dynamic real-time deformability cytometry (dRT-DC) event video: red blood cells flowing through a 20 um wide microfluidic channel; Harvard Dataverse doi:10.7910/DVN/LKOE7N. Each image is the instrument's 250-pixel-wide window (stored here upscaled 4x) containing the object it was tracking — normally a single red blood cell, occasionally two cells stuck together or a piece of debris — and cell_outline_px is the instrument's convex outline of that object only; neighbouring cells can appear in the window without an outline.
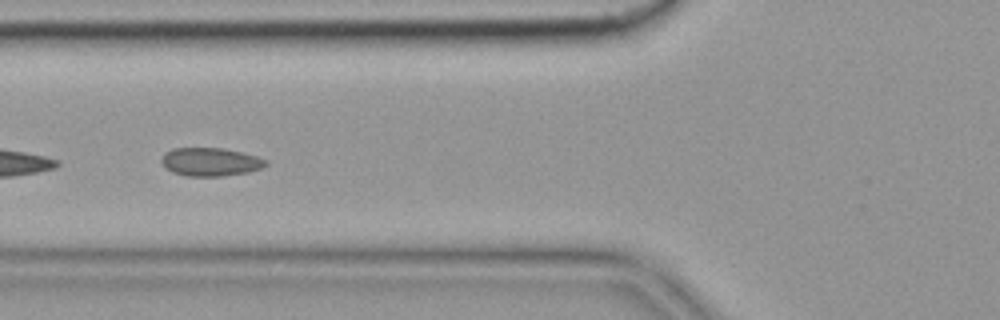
{"species": "common noctule bat (a hibernating species)", "species_latin": "Nyctalus noctula", "temperature_condition": "cold", "stored_images_in_passage": 9, "camera_frame_rate_fps": 3000, "um_per_image_px": 0.085, "animal": {"sex": "female", "body_mass_g": 19.9}, "frame": {"image": 1, "passage_image": 6, "time_ms": 1.667, "image_size_px": [1000, 320], "cell_outline_px": [[268, 164], [260, 168], [248, 172], [224, 176], [184, 176], [172, 172], [164, 168], [160, 160], [164, 152], [172, 148], [224, 148], [256, 156], [268, 160]], "centroid_in_image_um": [17.84, 13.76], "position_along_channel_um": 108.0, "area_um2": 17.4}}